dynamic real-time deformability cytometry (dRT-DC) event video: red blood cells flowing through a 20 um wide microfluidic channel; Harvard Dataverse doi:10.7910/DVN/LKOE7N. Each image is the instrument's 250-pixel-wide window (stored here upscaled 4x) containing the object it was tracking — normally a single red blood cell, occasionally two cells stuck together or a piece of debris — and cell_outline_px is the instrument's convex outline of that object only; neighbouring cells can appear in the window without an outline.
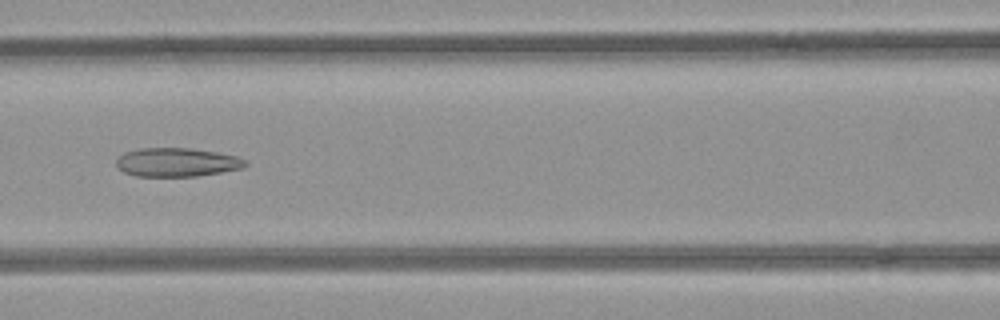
{"species": "common noctule bat (a hibernating species)", "species_latin": "Nyctalus noctula", "temperature_condition": "room temperature", "stored_images_in_passage": 7, "camera_frame_rate_fps": 3000, "um_per_image_px": 0.085, "animal": {"sex": "female", "body_mass_g": 21.9}, "frame": {"image": 1, "passage_image": 6, "time_ms": 1.667, "image_size_px": [1000, 320], "cell_outline_px": [[248, 164], [244, 168], [196, 176], [136, 176], [124, 172], [116, 168], [116, 160], [124, 152], [140, 148], [192, 148], [216, 152], [236, 156], [248, 160]], "centroid_in_image_um": [15.04, 13.79], "position_along_channel_um": 151.6, "area_um2": 21.73}}
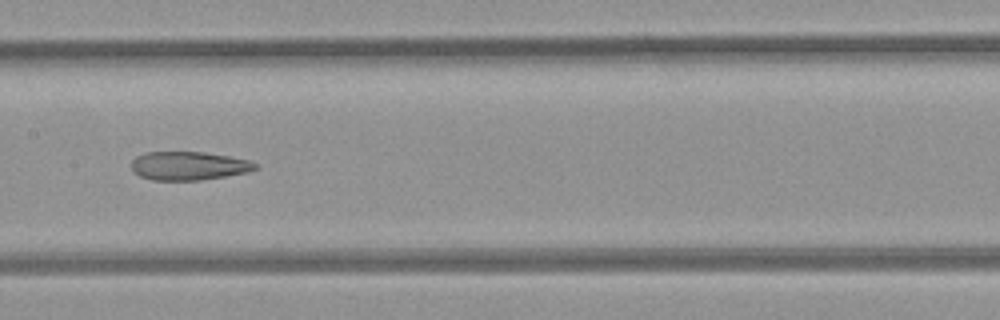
{"frame": {"image": 2, "passage_image": 7, "time_ms": 2.0, "image_size_px": [1000, 320], "cell_outline_px": [[256, 168], [248, 172], [200, 180], [152, 180], [140, 176], [132, 172], [132, 160], [136, 156], [148, 152], [204, 152], [228, 156], [248, 160], [256, 164]], "centroid_in_image_um": [15.99, 14.09], "position_along_channel_um": 191.4, "area_um2": 20.46}}